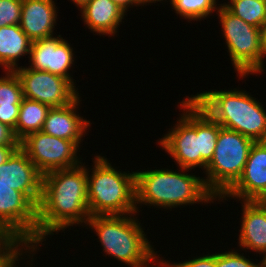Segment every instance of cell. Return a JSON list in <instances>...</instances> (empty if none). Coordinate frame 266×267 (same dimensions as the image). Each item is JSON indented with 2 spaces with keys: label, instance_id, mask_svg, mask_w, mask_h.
Wrapping results in <instances>:
<instances>
[{
  "label": "cell",
  "instance_id": "obj_25",
  "mask_svg": "<svg viewBox=\"0 0 266 267\" xmlns=\"http://www.w3.org/2000/svg\"><path fill=\"white\" fill-rule=\"evenodd\" d=\"M230 250L216 253V267H265L263 259L259 262L257 259L255 263L253 258L249 259V255L244 256L243 252L240 254L238 250H232V248Z\"/></svg>",
  "mask_w": 266,
  "mask_h": 267
},
{
  "label": "cell",
  "instance_id": "obj_8",
  "mask_svg": "<svg viewBox=\"0 0 266 267\" xmlns=\"http://www.w3.org/2000/svg\"><path fill=\"white\" fill-rule=\"evenodd\" d=\"M182 113L176 124L159 138L158 145L170 155L177 167L202 169L199 136V106L189 97L178 102Z\"/></svg>",
  "mask_w": 266,
  "mask_h": 267
},
{
  "label": "cell",
  "instance_id": "obj_35",
  "mask_svg": "<svg viewBox=\"0 0 266 267\" xmlns=\"http://www.w3.org/2000/svg\"><path fill=\"white\" fill-rule=\"evenodd\" d=\"M258 204L266 206V189L265 191L255 200Z\"/></svg>",
  "mask_w": 266,
  "mask_h": 267
},
{
  "label": "cell",
  "instance_id": "obj_14",
  "mask_svg": "<svg viewBox=\"0 0 266 267\" xmlns=\"http://www.w3.org/2000/svg\"><path fill=\"white\" fill-rule=\"evenodd\" d=\"M0 178L12 189L22 192L36 207L38 206L43 174L20 147L0 165Z\"/></svg>",
  "mask_w": 266,
  "mask_h": 267
},
{
  "label": "cell",
  "instance_id": "obj_15",
  "mask_svg": "<svg viewBox=\"0 0 266 267\" xmlns=\"http://www.w3.org/2000/svg\"><path fill=\"white\" fill-rule=\"evenodd\" d=\"M80 98L79 95L66 106L50 108L41 131L54 137L74 141L80 146L92 124L77 111L80 109V102L83 101Z\"/></svg>",
  "mask_w": 266,
  "mask_h": 267
},
{
  "label": "cell",
  "instance_id": "obj_27",
  "mask_svg": "<svg viewBox=\"0 0 266 267\" xmlns=\"http://www.w3.org/2000/svg\"><path fill=\"white\" fill-rule=\"evenodd\" d=\"M162 261L168 266V267H216V252L213 254H203L198 257H195L190 260H184L182 262H170L168 260H164L162 257Z\"/></svg>",
  "mask_w": 266,
  "mask_h": 267
},
{
  "label": "cell",
  "instance_id": "obj_33",
  "mask_svg": "<svg viewBox=\"0 0 266 267\" xmlns=\"http://www.w3.org/2000/svg\"><path fill=\"white\" fill-rule=\"evenodd\" d=\"M166 1L167 0H141L143 6L150 5L151 3L153 5V3L154 4L157 3V2L162 3V2H166ZM173 1L174 0H168L167 2H170V5H171Z\"/></svg>",
  "mask_w": 266,
  "mask_h": 267
},
{
  "label": "cell",
  "instance_id": "obj_19",
  "mask_svg": "<svg viewBox=\"0 0 266 267\" xmlns=\"http://www.w3.org/2000/svg\"><path fill=\"white\" fill-rule=\"evenodd\" d=\"M32 40L19 24L0 28V67L4 71H14L19 59L30 55Z\"/></svg>",
  "mask_w": 266,
  "mask_h": 267
},
{
  "label": "cell",
  "instance_id": "obj_30",
  "mask_svg": "<svg viewBox=\"0 0 266 267\" xmlns=\"http://www.w3.org/2000/svg\"><path fill=\"white\" fill-rule=\"evenodd\" d=\"M19 147L0 145V165L5 163Z\"/></svg>",
  "mask_w": 266,
  "mask_h": 267
},
{
  "label": "cell",
  "instance_id": "obj_32",
  "mask_svg": "<svg viewBox=\"0 0 266 267\" xmlns=\"http://www.w3.org/2000/svg\"><path fill=\"white\" fill-rule=\"evenodd\" d=\"M13 245L9 239H0V257Z\"/></svg>",
  "mask_w": 266,
  "mask_h": 267
},
{
  "label": "cell",
  "instance_id": "obj_9",
  "mask_svg": "<svg viewBox=\"0 0 266 267\" xmlns=\"http://www.w3.org/2000/svg\"><path fill=\"white\" fill-rule=\"evenodd\" d=\"M0 231L13 243L37 248V207L0 178Z\"/></svg>",
  "mask_w": 266,
  "mask_h": 267
},
{
  "label": "cell",
  "instance_id": "obj_20",
  "mask_svg": "<svg viewBox=\"0 0 266 267\" xmlns=\"http://www.w3.org/2000/svg\"><path fill=\"white\" fill-rule=\"evenodd\" d=\"M2 72L5 76H0V122L14 130L23 99L22 85L15 71Z\"/></svg>",
  "mask_w": 266,
  "mask_h": 267
},
{
  "label": "cell",
  "instance_id": "obj_34",
  "mask_svg": "<svg viewBox=\"0 0 266 267\" xmlns=\"http://www.w3.org/2000/svg\"><path fill=\"white\" fill-rule=\"evenodd\" d=\"M90 0H71L78 7V10L84 7Z\"/></svg>",
  "mask_w": 266,
  "mask_h": 267
},
{
  "label": "cell",
  "instance_id": "obj_7",
  "mask_svg": "<svg viewBox=\"0 0 266 267\" xmlns=\"http://www.w3.org/2000/svg\"><path fill=\"white\" fill-rule=\"evenodd\" d=\"M216 13L223 31L222 39L225 38V47L227 46V53L238 79L263 74L260 28L247 24L222 4Z\"/></svg>",
  "mask_w": 266,
  "mask_h": 267
},
{
  "label": "cell",
  "instance_id": "obj_21",
  "mask_svg": "<svg viewBox=\"0 0 266 267\" xmlns=\"http://www.w3.org/2000/svg\"><path fill=\"white\" fill-rule=\"evenodd\" d=\"M49 109L46 104L23 97L13 130L16 138L21 141L28 134L41 131Z\"/></svg>",
  "mask_w": 266,
  "mask_h": 267
},
{
  "label": "cell",
  "instance_id": "obj_22",
  "mask_svg": "<svg viewBox=\"0 0 266 267\" xmlns=\"http://www.w3.org/2000/svg\"><path fill=\"white\" fill-rule=\"evenodd\" d=\"M221 4L247 24L261 28L266 22V1L229 0Z\"/></svg>",
  "mask_w": 266,
  "mask_h": 267
},
{
  "label": "cell",
  "instance_id": "obj_12",
  "mask_svg": "<svg viewBox=\"0 0 266 267\" xmlns=\"http://www.w3.org/2000/svg\"><path fill=\"white\" fill-rule=\"evenodd\" d=\"M68 40L61 35L51 36L32 41L30 64L28 67L34 70H43L68 79L75 87L76 82L71 76L70 69L75 65V51Z\"/></svg>",
  "mask_w": 266,
  "mask_h": 267
},
{
  "label": "cell",
  "instance_id": "obj_4",
  "mask_svg": "<svg viewBox=\"0 0 266 267\" xmlns=\"http://www.w3.org/2000/svg\"><path fill=\"white\" fill-rule=\"evenodd\" d=\"M190 98L214 121L254 142L266 141V109L247 90L213 89L197 92Z\"/></svg>",
  "mask_w": 266,
  "mask_h": 267
},
{
  "label": "cell",
  "instance_id": "obj_1",
  "mask_svg": "<svg viewBox=\"0 0 266 267\" xmlns=\"http://www.w3.org/2000/svg\"><path fill=\"white\" fill-rule=\"evenodd\" d=\"M85 165L82 162L75 167L43 175L41 198L37 206V248L45 245L42 242L51 235L64 232L70 226L86 225L90 214L87 198L88 165Z\"/></svg>",
  "mask_w": 266,
  "mask_h": 267
},
{
  "label": "cell",
  "instance_id": "obj_36",
  "mask_svg": "<svg viewBox=\"0 0 266 267\" xmlns=\"http://www.w3.org/2000/svg\"><path fill=\"white\" fill-rule=\"evenodd\" d=\"M155 267H168L162 260Z\"/></svg>",
  "mask_w": 266,
  "mask_h": 267
},
{
  "label": "cell",
  "instance_id": "obj_23",
  "mask_svg": "<svg viewBox=\"0 0 266 267\" xmlns=\"http://www.w3.org/2000/svg\"><path fill=\"white\" fill-rule=\"evenodd\" d=\"M222 127L214 121L204 110L199 107V136L200 155L202 157V171L213 158L219 130Z\"/></svg>",
  "mask_w": 266,
  "mask_h": 267
},
{
  "label": "cell",
  "instance_id": "obj_24",
  "mask_svg": "<svg viewBox=\"0 0 266 267\" xmlns=\"http://www.w3.org/2000/svg\"><path fill=\"white\" fill-rule=\"evenodd\" d=\"M218 0H174L171 4L175 13L187 20L204 21V19L212 16L213 12H217L219 6ZM204 18V19H203Z\"/></svg>",
  "mask_w": 266,
  "mask_h": 267
},
{
  "label": "cell",
  "instance_id": "obj_16",
  "mask_svg": "<svg viewBox=\"0 0 266 267\" xmlns=\"http://www.w3.org/2000/svg\"><path fill=\"white\" fill-rule=\"evenodd\" d=\"M242 216L238 246L240 253L251 250L266 259V206L255 201H240ZM242 248V251H241Z\"/></svg>",
  "mask_w": 266,
  "mask_h": 267
},
{
  "label": "cell",
  "instance_id": "obj_5",
  "mask_svg": "<svg viewBox=\"0 0 266 267\" xmlns=\"http://www.w3.org/2000/svg\"><path fill=\"white\" fill-rule=\"evenodd\" d=\"M92 159L93 168H86L90 216L137 213L135 171L122 172L100 154Z\"/></svg>",
  "mask_w": 266,
  "mask_h": 267
},
{
  "label": "cell",
  "instance_id": "obj_28",
  "mask_svg": "<svg viewBox=\"0 0 266 267\" xmlns=\"http://www.w3.org/2000/svg\"><path fill=\"white\" fill-rule=\"evenodd\" d=\"M0 145L20 146V141L16 138L13 129L1 122H0Z\"/></svg>",
  "mask_w": 266,
  "mask_h": 267
},
{
  "label": "cell",
  "instance_id": "obj_13",
  "mask_svg": "<svg viewBox=\"0 0 266 267\" xmlns=\"http://www.w3.org/2000/svg\"><path fill=\"white\" fill-rule=\"evenodd\" d=\"M266 189V141L254 142L238 181L218 202L255 201Z\"/></svg>",
  "mask_w": 266,
  "mask_h": 267
},
{
  "label": "cell",
  "instance_id": "obj_2",
  "mask_svg": "<svg viewBox=\"0 0 266 267\" xmlns=\"http://www.w3.org/2000/svg\"><path fill=\"white\" fill-rule=\"evenodd\" d=\"M176 169L178 171L169 168L135 171L137 213L142 208L138 206L143 205L171 211L195 203L214 204L218 200L207 189L203 177L187 173L191 169Z\"/></svg>",
  "mask_w": 266,
  "mask_h": 267
},
{
  "label": "cell",
  "instance_id": "obj_31",
  "mask_svg": "<svg viewBox=\"0 0 266 267\" xmlns=\"http://www.w3.org/2000/svg\"><path fill=\"white\" fill-rule=\"evenodd\" d=\"M260 42H261V54H262V72H265L264 59L266 60V22L260 28Z\"/></svg>",
  "mask_w": 266,
  "mask_h": 267
},
{
  "label": "cell",
  "instance_id": "obj_11",
  "mask_svg": "<svg viewBox=\"0 0 266 267\" xmlns=\"http://www.w3.org/2000/svg\"><path fill=\"white\" fill-rule=\"evenodd\" d=\"M15 73L22 85L23 97L36 100L50 108L72 103L79 91L68 79L43 70L19 66Z\"/></svg>",
  "mask_w": 266,
  "mask_h": 267
},
{
  "label": "cell",
  "instance_id": "obj_29",
  "mask_svg": "<svg viewBox=\"0 0 266 267\" xmlns=\"http://www.w3.org/2000/svg\"><path fill=\"white\" fill-rule=\"evenodd\" d=\"M113 3L117 4L121 7L126 13L129 9L134 6L136 7H143L141 0H111Z\"/></svg>",
  "mask_w": 266,
  "mask_h": 267
},
{
  "label": "cell",
  "instance_id": "obj_26",
  "mask_svg": "<svg viewBox=\"0 0 266 267\" xmlns=\"http://www.w3.org/2000/svg\"><path fill=\"white\" fill-rule=\"evenodd\" d=\"M22 0H0V28L20 23Z\"/></svg>",
  "mask_w": 266,
  "mask_h": 267
},
{
  "label": "cell",
  "instance_id": "obj_18",
  "mask_svg": "<svg viewBox=\"0 0 266 267\" xmlns=\"http://www.w3.org/2000/svg\"><path fill=\"white\" fill-rule=\"evenodd\" d=\"M79 14L90 32L99 36H115L126 12L111 0H90ZM119 27V28H118Z\"/></svg>",
  "mask_w": 266,
  "mask_h": 267
},
{
  "label": "cell",
  "instance_id": "obj_17",
  "mask_svg": "<svg viewBox=\"0 0 266 267\" xmlns=\"http://www.w3.org/2000/svg\"><path fill=\"white\" fill-rule=\"evenodd\" d=\"M55 0H22L20 27L32 40L54 36L57 24Z\"/></svg>",
  "mask_w": 266,
  "mask_h": 267
},
{
  "label": "cell",
  "instance_id": "obj_10",
  "mask_svg": "<svg viewBox=\"0 0 266 267\" xmlns=\"http://www.w3.org/2000/svg\"><path fill=\"white\" fill-rule=\"evenodd\" d=\"M20 148L43 175L54 170L72 168L83 162L82 157L77 155L81 147L76 142L42 131L28 134L20 141Z\"/></svg>",
  "mask_w": 266,
  "mask_h": 267
},
{
  "label": "cell",
  "instance_id": "obj_3",
  "mask_svg": "<svg viewBox=\"0 0 266 267\" xmlns=\"http://www.w3.org/2000/svg\"><path fill=\"white\" fill-rule=\"evenodd\" d=\"M137 215L90 216L84 227L95 231L106 257L108 254L128 267H155L162 255L155 251Z\"/></svg>",
  "mask_w": 266,
  "mask_h": 267
},
{
  "label": "cell",
  "instance_id": "obj_6",
  "mask_svg": "<svg viewBox=\"0 0 266 267\" xmlns=\"http://www.w3.org/2000/svg\"><path fill=\"white\" fill-rule=\"evenodd\" d=\"M254 141L226 128L219 130L213 158L203 172L207 189L219 200L240 178Z\"/></svg>",
  "mask_w": 266,
  "mask_h": 267
}]
</instances>
